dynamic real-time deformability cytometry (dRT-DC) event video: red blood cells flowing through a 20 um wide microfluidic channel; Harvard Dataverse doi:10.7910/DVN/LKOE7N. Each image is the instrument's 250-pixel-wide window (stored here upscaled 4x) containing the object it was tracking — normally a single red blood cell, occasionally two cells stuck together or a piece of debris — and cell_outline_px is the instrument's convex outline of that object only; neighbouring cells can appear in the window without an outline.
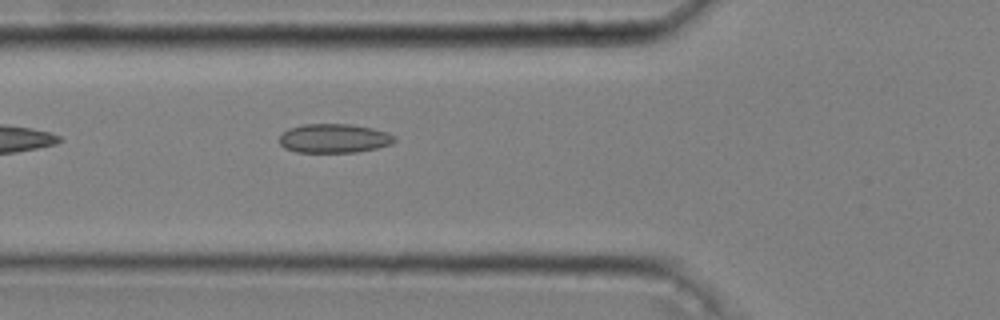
{"species": "common noctule bat (a hibernating species)", "species_latin": "Nyctalus noctula", "temperature_condition": "cold", "stored_images_in_passage": 33, "camera_frame_rate_fps": 3000, "um_per_image_px": 0.085, "animal": {"sex": "male", "body_mass_g": 20.4}, "frame": {"image": 1, "passage_image": 4, "time_ms": 1.0, "image_size_px": [1000, 320], "cell_outline_px": [[396, 140], [392, 144], [376, 148], [356, 152], [296, 152], [284, 148], [280, 144], [280, 136], [288, 128], [304, 124], [352, 124], [372, 128], [388, 132], [396, 136]], "centroid_in_image_um": [28.41, 11.76], "position_along_channel_um": 97.4, "area_um2": 19.59}}
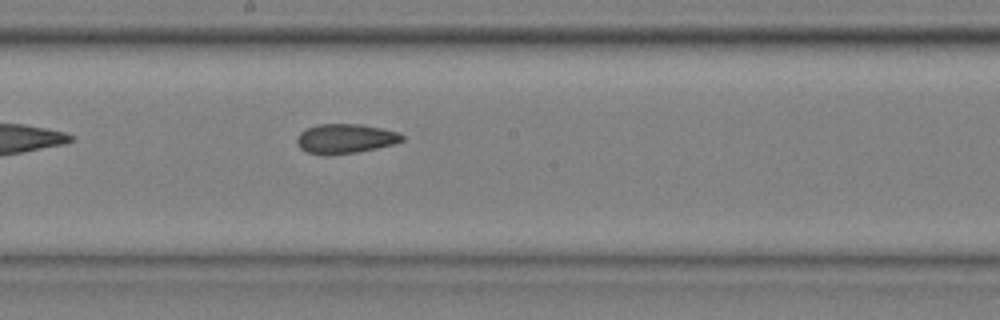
{"frame": {"image": 2, "passage_image": 14, "time_ms": 4.333, "image_size_px": [1000, 320], "cell_outline_px": [[404, 140], [396, 144], [356, 152], [324, 156], [308, 152], [300, 148], [296, 140], [300, 132], [316, 124], [360, 124], [400, 132], [404, 136]], "centroid_in_image_um": [29.37, 11.79], "position_along_channel_um": 218.8, "area_um2": 18.21}}
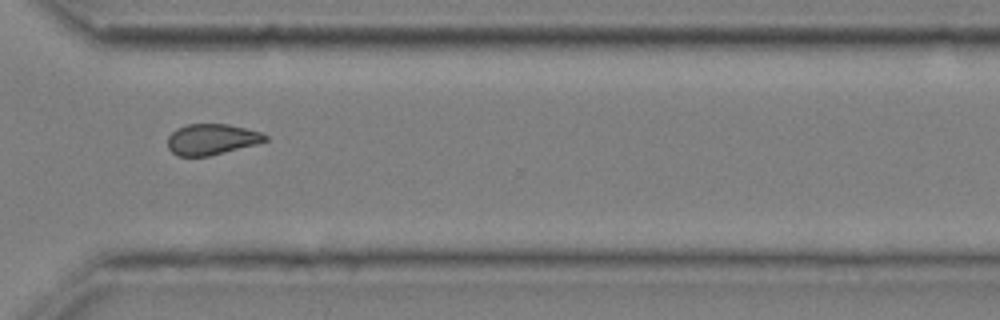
{"frame": {"image": 3, "passage_image": 25, "time_ms": 8.0, "image_size_px": [1000, 320], "cell_outline_px": [[268, 140], [256, 144], [208, 156], [176, 156], [168, 148], [168, 136], [176, 128], [188, 124], [228, 124], [260, 132], [268, 136]], "centroid_in_image_um": [17.96, 11.84], "position_along_channel_um": 352.6, "area_um2": 17.46}, "authors_computed_cell_mechanics": {"area_um2": 18.0914, "velocity_mm_per_s": 3.6319, "shape_relaxation_time_tau1_ms": null, "shape_relaxation_time_tau2_ms": 4.6375, "deformation_change_tau1": null, "deformation_change_tau2": 0.1132}}